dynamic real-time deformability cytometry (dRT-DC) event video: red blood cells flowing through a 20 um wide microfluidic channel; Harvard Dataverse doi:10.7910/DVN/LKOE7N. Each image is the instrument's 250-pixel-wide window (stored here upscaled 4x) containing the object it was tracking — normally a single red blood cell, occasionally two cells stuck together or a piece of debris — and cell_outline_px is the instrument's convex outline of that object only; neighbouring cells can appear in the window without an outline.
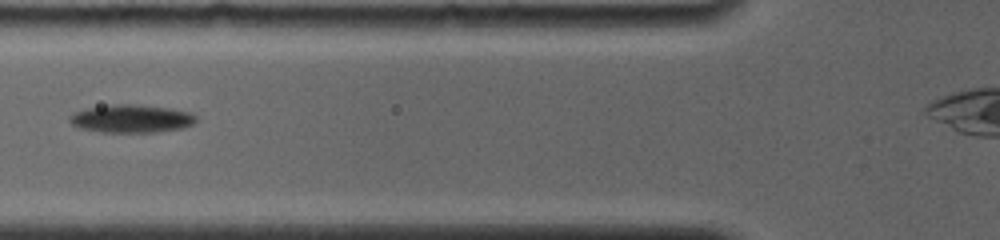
{"species": "common noctule bat (a hibernating species)", "species_latin": "Nyctalus noctula", "temperature_condition": "room temperature", "stored_images_in_passage": 11, "camera_frame_rate_fps": 4000, "um_per_image_px": 0.085, "animal": {"sex": "female", "body_mass_g": 19.0, "forearm_length_mm": 56.7}, "frame": {"image": 1, "passage_image": 2, "time_ms": 1.25, "image_size_px": [1000, 240], "cell_outline_px": [[196, 124], [184, 128], [156, 132], [100, 132], [80, 128], [72, 124], [68, 120], [68, 116], [72, 112], [88, 108], [112, 104], [136, 104], [172, 108], [192, 112], [196, 116]], "centroid_in_image_um": [11.19, 10.08], "position_along_channel_um": 114.6, "area_um2": 21.04}}
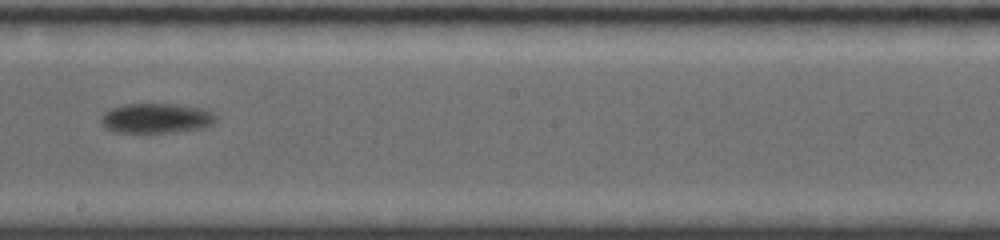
{"frame": {"image": 2, "passage_image": 5, "time_ms": 4.5, "image_size_px": [1000, 240], "cell_outline_px": [[216, 120], [212, 124], [204, 128], [172, 132], [112, 132], [104, 128], [100, 124], [100, 116], [104, 112], [112, 108], [124, 104], [176, 104], [200, 108], [212, 112], [216, 116]], "centroid_in_image_um": [13.23, 10.05], "position_along_channel_um": 235.0, "area_um2": 20.11}}
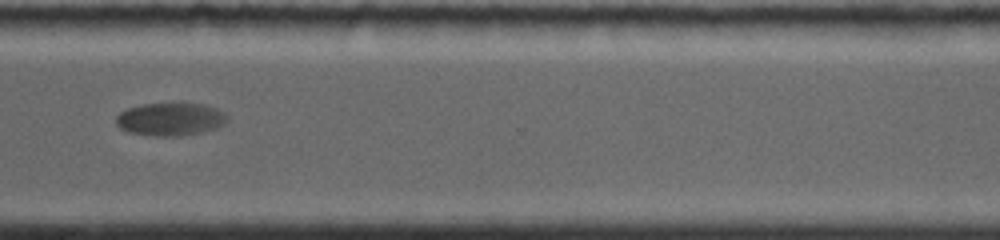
{"frame": {"image": 3, "passage_image": 8, "time_ms": 7.75, "image_size_px": [1000, 240], "cell_outline_px": [[228, 120], [224, 124], [216, 128], [200, 132], [180, 136], [156, 136], [128, 132], [120, 128], [116, 124], [116, 116], [120, 112], [128, 108], [144, 104], [180, 100], [204, 104], [216, 108], [224, 112], [228, 116]], "centroid_in_image_um": [14.51, 10.08], "position_along_channel_um": 356.1, "area_um2": 22.08}}